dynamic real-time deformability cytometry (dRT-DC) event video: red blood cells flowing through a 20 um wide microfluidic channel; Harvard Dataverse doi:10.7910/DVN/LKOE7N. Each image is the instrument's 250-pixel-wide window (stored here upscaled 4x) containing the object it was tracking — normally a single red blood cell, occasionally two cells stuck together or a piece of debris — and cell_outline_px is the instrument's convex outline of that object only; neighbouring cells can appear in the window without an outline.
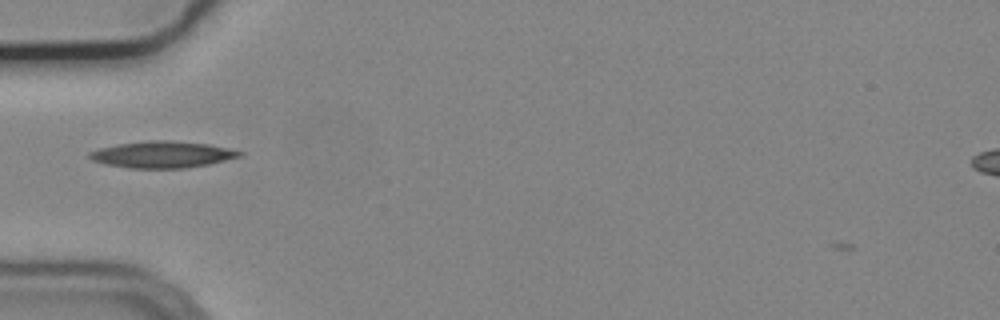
{"species": "common noctule bat (a hibernating species)", "species_latin": "Nyctalus noctula", "temperature_condition": "cold", "stored_images_in_passage": 36, "camera_frame_rate_fps": 3000, "um_per_image_px": 0.085, "animal": {"sex": "male", "body_mass_g": 19.2, "forearm_length_mm": 51.8}, "frame": {"image": 1, "passage_image": 2, "time_ms": 0.333, "image_size_px": [1000, 320], "cell_outline_px": [[244, 152], [240, 156], [208, 164], [184, 168], [128, 168], [108, 164], [92, 160], [88, 156], [88, 152], [100, 148], [120, 144], [152, 140], [172, 140], [208, 144], [228, 148]], "centroid_in_image_um": [13.79, 13.13], "position_along_channel_um": 71.2, "area_um2": 22.95}}
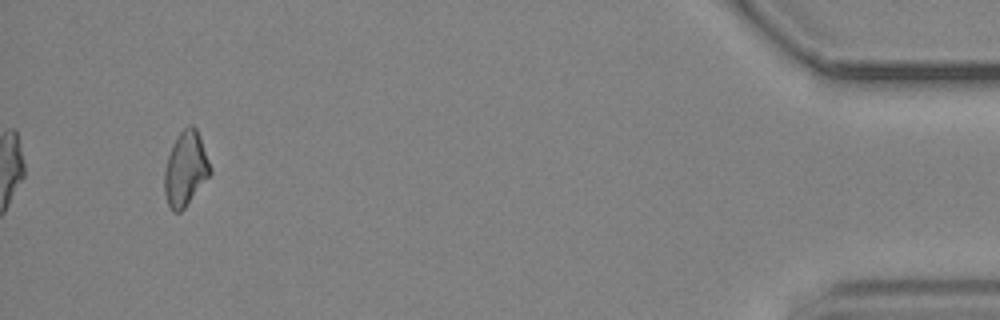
{"frame": {"image": 2, "passage_image": 36, "time_ms": 11.667, "image_size_px": [1000, 320], "cell_outline_px": [[212, 172], [184, 208], [180, 212], [172, 212], [168, 204], [164, 192], [164, 168], [172, 144], [180, 132], [188, 124], [192, 124], [196, 128], [200, 136], [212, 168]], "centroid_in_image_um": [15.77, 14.33], "position_along_channel_um": 419.4, "area_um2": 19.88}, "authors_computed_cell_mechanics": {"area_um2": 20.4323, "velocity_mm_per_s": 3.7361, "shape_relaxation_time_tau1_ms": 9.7577, "shape_relaxation_time_tau2_ms": null, "deformation_change_tau1": 0.2049, "deformation_change_tau2": null}}